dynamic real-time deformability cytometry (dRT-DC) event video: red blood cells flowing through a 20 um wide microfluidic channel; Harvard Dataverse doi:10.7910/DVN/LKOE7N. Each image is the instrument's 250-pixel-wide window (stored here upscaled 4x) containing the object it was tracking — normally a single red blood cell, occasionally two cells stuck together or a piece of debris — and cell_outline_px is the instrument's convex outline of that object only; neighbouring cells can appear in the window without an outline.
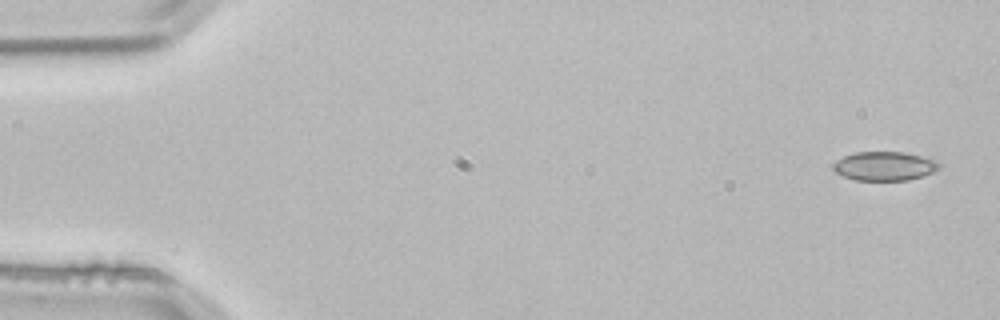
{"species": "common noctule bat (a hibernating species)", "species_latin": "Nyctalus noctula", "temperature_condition": "room temperature", "stored_images_in_passage": 4, "camera_frame_rate_fps": 3000, "um_per_image_px": 0.085, "animal": {"sex": "male", "body_mass_g": 21.5, "forearm_length_mm": 52.0}, "frame": {"image": 1, "passage_image": 1, "time_ms": 0.0, "image_size_px": [1000, 320], "cell_outline_px": [[940, 168], [932, 172], [908, 180], [856, 180], [844, 176], [836, 172], [832, 168], [832, 164], [836, 160], [844, 156], [856, 152], [904, 152], [936, 160], [940, 164]], "centroid_in_image_um": [75.16, 14.11], "position_along_channel_um": 9.8, "area_um2": 17.74}}
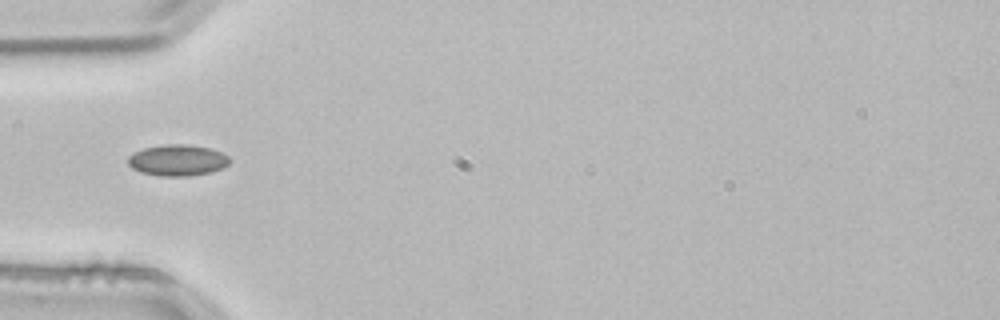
{"frame": {"image": 2, "passage_image": 4, "time_ms": 1.0, "image_size_px": [1000, 320], "cell_outline_px": [[232, 160], [228, 164], [212, 172], [188, 176], [160, 176], [140, 172], [132, 168], [128, 164], [128, 156], [144, 148], [164, 144], [188, 144], [212, 148], [228, 156]], "centroid_in_image_um": [15.1, 13.61], "position_along_channel_um": 69.9, "area_um2": 18.55}}